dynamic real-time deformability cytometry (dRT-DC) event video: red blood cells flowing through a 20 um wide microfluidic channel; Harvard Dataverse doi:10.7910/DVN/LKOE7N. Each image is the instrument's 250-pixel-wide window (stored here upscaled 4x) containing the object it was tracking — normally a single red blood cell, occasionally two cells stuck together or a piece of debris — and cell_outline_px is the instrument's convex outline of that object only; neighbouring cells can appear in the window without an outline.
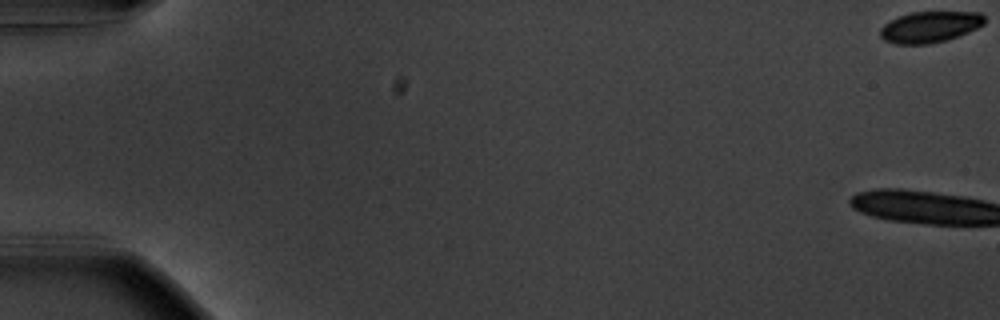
{"species": "common noctule bat (a hibernating species)", "species_latin": "Nyctalus noctula", "temperature_condition": "warm", "stored_images_in_passage": 17, "camera_frame_rate_fps": 3000, "um_per_image_px": 0.085, "animal": {"sex": "male", "body_mass_g": 20.1, "forearm_length_mm": 53.5}, "frame": {"image": 1, "passage_image": 1, "time_ms": 0.0, "image_size_px": [1000, 320], "cell_outline_px": [[984, 24], [968, 32], [948, 40], [928, 44], [896, 44], [884, 40], [880, 36], [880, 28], [888, 20], [896, 16], [912, 12], [980, 12], [984, 16]], "centroid_in_image_um": [79.0, 2.28], "position_along_channel_um": 6.0, "area_um2": 19.07}}